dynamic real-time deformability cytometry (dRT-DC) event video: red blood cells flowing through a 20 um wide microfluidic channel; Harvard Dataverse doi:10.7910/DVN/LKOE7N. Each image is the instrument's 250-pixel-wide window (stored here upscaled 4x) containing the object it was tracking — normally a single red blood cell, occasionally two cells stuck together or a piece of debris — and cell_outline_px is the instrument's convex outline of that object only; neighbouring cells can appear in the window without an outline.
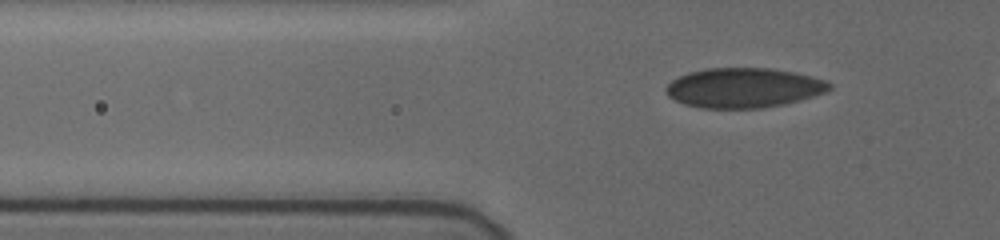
{"species": "human", "species_latin": "Homo sapiens", "temperature_condition": "cold", "stored_images_in_passage": 47, "camera_frame_rate_fps": 3000, "um_per_image_px": 0.085, "donor": {"sex": "female"}, "frame": {"image": 1, "passage_image": 13, "time_ms": 4.0, "image_size_px": [1000, 240], "cell_outline_px": [[832, 88], [824, 92], [812, 96], [784, 104], [760, 108], [700, 108], [684, 104], [668, 96], [664, 88], [672, 80], [688, 72], [704, 68], [772, 68], [796, 72], [828, 80], [832, 84]], "centroid_in_image_um": [63.22, 7.45], "position_along_channel_um": 62.6, "area_um2": 38.03}}
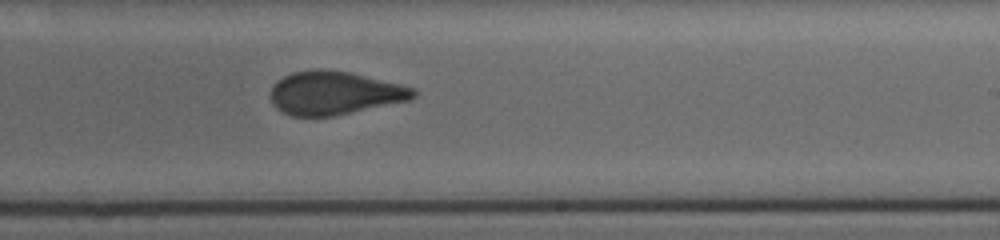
{"frame": {"image": 2, "passage_image": 30, "time_ms": 9.667, "image_size_px": [1000, 240], "cell_outline_px": [[416, 96], [408, 100], [332, 116], [292, 116], [280, 112], [272, 104], [268, 96], [272, 84], [276, 80], [292, 72], [320, 68], [348, 72], [400, 84], [416, 88]], "centroid_in_image_um": [28.34, 7.9], "position_along_channel_um": 260.7, "area_um2": 36.18}}
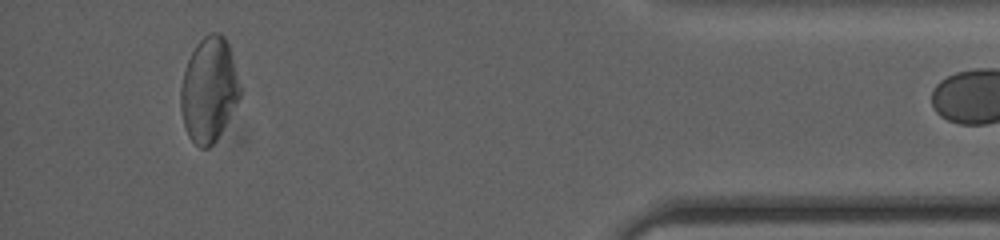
{"frame": {"image": 3, "passage_image": 46, "time_ms": 15.0, "image_size_px": [1000, 240], "cell_outline_px": [[240, 96], [216, 140], [208, 148], [200, 148], [188, 136], [184, 124], [180, 108], [180, 88], [184, 72], [188, 60], [196, 44], [204, 36], [212, 32], [220, 32], [224, 36], [228, 44], [232, 56], [240, 84]], "centroid_in_image_um": [17.74, 7.61], "position_along_channel_um": 417.5, "area_um2": 35.78}}